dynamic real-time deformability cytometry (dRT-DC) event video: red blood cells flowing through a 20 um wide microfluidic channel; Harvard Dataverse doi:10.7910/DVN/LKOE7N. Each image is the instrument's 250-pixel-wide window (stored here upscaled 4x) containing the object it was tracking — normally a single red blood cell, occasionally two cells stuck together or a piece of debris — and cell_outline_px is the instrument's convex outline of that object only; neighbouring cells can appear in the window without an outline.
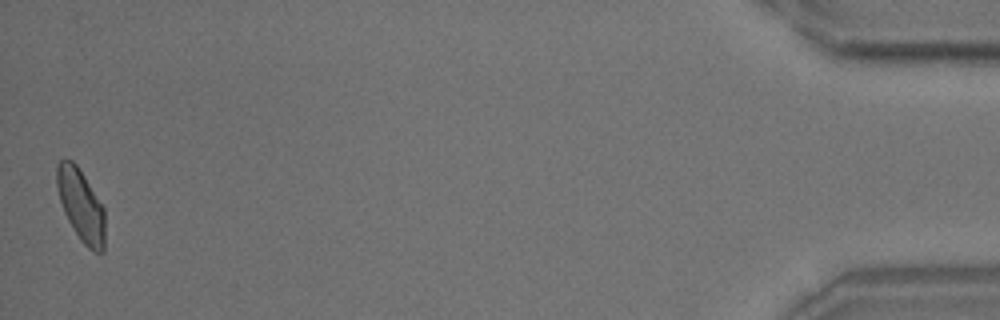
{"species": "common noctule bat (a hibernating species)", "species_latin": "Nyctalus noctula", "temperature_condition": "room temperature", "stored_images_in_passage": 45, "camera_frame_rate_fps": 3000, "um_per_image_px": 0.085, "animal": {"sex": "male", "body_mass_g": 18.8}, "frame": {"image": 1, "passage_image": 45, "time_ms": 14.667, "image_size_px": [1000, 320], "cell_outline_px": [[104, 252], [92, 252], [80, 240], [68, 220], [64, 212], [60, 200], [56, 184], [56, 164], [60, 160], [72, 160], [76, 164], [84, 176], [104, 208]], "centroid_in_image_um": [6.87, 17.45], "position_along_channel_um": 428.3, "area_um2": 20.06}, "authors_computed_cell_mechanics": {"area_um2": 20.6346, "velocity_mm_per_s": 3.7399, "shape_relaxation_time_tau1_ms": 6.3972, "shape_relaxation_time_tau2_ms": 1.9111, "deformation_change_tau1": 0.1156, "deformation_change_tau2": 0.0493}}